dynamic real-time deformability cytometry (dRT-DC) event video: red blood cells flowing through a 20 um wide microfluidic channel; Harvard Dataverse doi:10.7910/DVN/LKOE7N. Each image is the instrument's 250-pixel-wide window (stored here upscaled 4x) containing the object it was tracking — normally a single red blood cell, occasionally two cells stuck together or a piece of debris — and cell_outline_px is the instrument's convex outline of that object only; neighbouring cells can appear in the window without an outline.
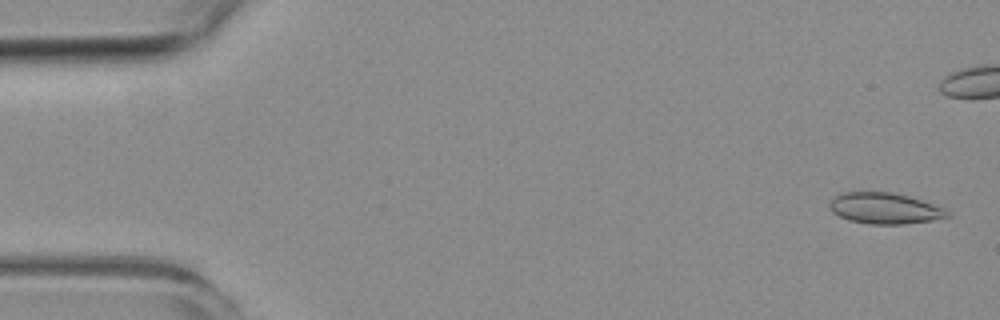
{"species": "common noctule bat (a hibernating species)", "species_latin": "Nyctalus noctula", "temperature_condition": "room temperature", "stored_images_in_passage": 5, "camera_frame_rate_fps": 3000, "um_per_image_px": 0.085, "animal": {"sex": "female", "body_mass_g": 19.3, "forearm_length_mm": 54.1}, "frame": {"image": 1, "passage_image": 1, "time_ms": 0.0, "image_size_px": [1000, 320], "cell_outline_px": [[948, 216], [932, 220], [904, 224], [868, 224], [848, 220], [832, 212], [828, 208], [828, 204], [836, 196], [844, 192], [892, 192], [908, 196], [944, 208], [948, 212]], "centroid_in_image_um": [75.15, 17.71], "position_along_channel_um": 9.8, "area_um2": 21.1}}
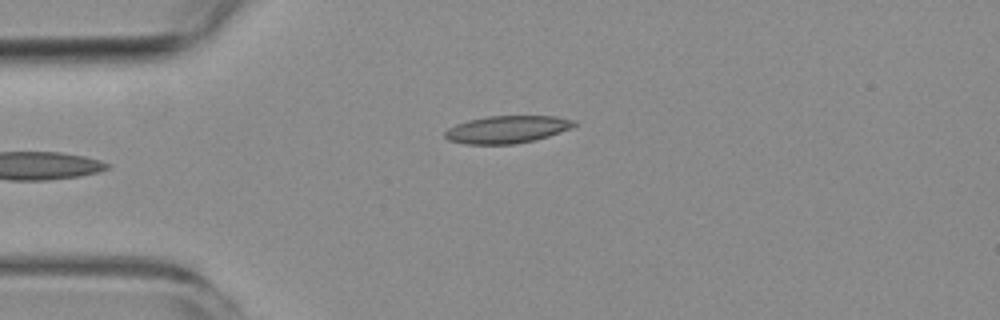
{"frame": {"image": 2, "passage_image": 5, "time_ms": 5.333, "image_size_px": [1000, 320], "cell_outline_px": [[576, 124], [572, 128], [548, 136], [516, 144], [464, 144], [448, 140], [444, 136], [444, 132], [448, 128], [456, 124], [468, 120], [488, 116], [556, 116], [576, 120]], "centroid_in_image_um": [43.09, 11.0], "position_along_channel_um": 41.9, "area_um2": 20.69}}